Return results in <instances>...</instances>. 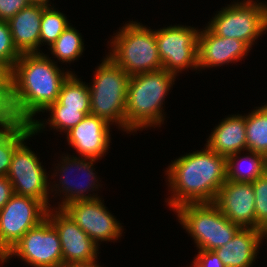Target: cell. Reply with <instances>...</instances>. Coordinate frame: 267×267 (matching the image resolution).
Instances as JSON below:
<instances>
[{
    "mask_svg": "<svg viewBox=\"0 0 267 267\" xmlns=\"http://www.w3.org/2000/svg\"><path fill=\"white\" fill-rule=\"evenodd\" d=\"M44 53H23L12 68V102L20 122L29 123L34 135L46 123L33 119L57 101L62 84L72 73L62 71Z\"/></svg>",
    "mask_w": 267,
    "mask_h": 267,
    "instance_id": "cell-1",
    "label": "cell"
},
{
    "mask_svg": "<svg viewBox=\"0 0 267 267\" xmlns=\"http://www.w3.org/2000/svg\"><path fill=\"white\" fill-rule=\"evenodd\" d=\"M172 191L166 199L173 209L189 203L214 202L226 180V157L207 145L202 151L180 156L166 171Z\"/></svg>",
    "mask_w": 267,
    "mask_h": 267,
    "instance_id": "cell-2",
    "label": "cell"
},
{
    "mask_svg": "<svg viewBox=\"0 0 267 267\" xmlns=\"http://www.w3.org/2000/svg\"><path fill=\"white\" fill-rule=\"evenodd\" d=\"M175 77V74L163 68L130 76L125 108L126 133L152 125L160 126L164 122L162 105Z\"/></svg>",
    "mask_w": 267,
    "mask_h": 267,
    "instance_id": "cell-3",
    "label": "cell"
},
{
    "mask_svg": "<svg viewBox=\"0 0 267 267\" xmlns=\"http://www.w3.org/2000/svg\"><path fill=\"white\" fill-rule=\"evenodd\" d=\"M110 40L108 57L129 76L162 69L155 31L137 22L121 27ZM112 51V52H111Z\"/></svg>",
    "mask_w": 267,
    "mask_h": 267,
    "instance_id": "cell-4",
    "label": "cell"
},
{
    "mask_svg": "<svg viewBox=\"0 0 267 267\" xmlns=\"http://www.w3.org/2000/svg\"><path fill=\"white\" fill-rule=\"evenodd\" d=\"M89 86L91 114L125 131L127 86L130 76L108 56L95 71Z\"/></svg>",
    "mask_w": 267,
    "mask_h": 267,
    "instance_id": "cell-5",
    "label": "cell"
},
{
    "mask_svg": "<svg viewBox=\"0 0 267 267\" xmlns=\"http://www.w3.org/2000/svg\"><path fill=\"white\" fill-rule=\"evenodd\" d=\"M174 212L199 250H215L225 245L241 228L225 217L213 202L184 204Z\"/></svg>",
    "mask_w": 267,
    "mask_h": 267,
    "instance_id": "cell-6",
    "label": "cell"
},
{
    "mask_svg": "<svg viewBox=\"0 0 267 267\" xmlns=\"http://www.w3.org/2000/svg\"><path fill=\"white\" fill-rule=\"evenodd\" d=\"M207 27L217 36L243 41L249 48L267 31V4L235 2L218 11Z\"/></svg>",
    "mask_w": 267,
    "mask_h": 267,
    "instance_id": "cell-7",
    "label": "cell"
},
{
    "mask_svg": "<svg viewBox=\"0 0 267 267\" xmlns=\"http://www.w3.org/2000/svg\"><path fill=\"white\" fill-rule=\"evenodd\" d=\"M48 208L32 197L13 194L0 209V260L30 229L47 217Z\"/></svg>",
    "mask_w": 267,
    "mask_h": 267,
    "instance_id": "cell-8",
    "label": "cell"
},
{
    "mask_svg": "<svg viewBox=\"0 0 267 267\" xmlns=\"http://www.w3.org/2000/svg\"><path fill=\"white\" fill-rule=\"evenodd\" d=\"M198 29L174 25L155 30L156 44L162 67L178 75L187 68H198Z\"/></svg>",
    "mask_w": 267,
    "mask_h": 267,
    "instance_id": "cell-9",
    "label": "cell"
},
{
    "mask_svg": "<svg viewBox=\"0 0 267 267\" xmlns=\"http://www.w3.org/2000/svg\"><path fill=\"white\" fill-rule=\"evenodd\" d=\"M17 256L33 267H61L63 264L61 242L55 227L46 218L27 231L0 260Z\"/></svg>",
    "mask_w": 267,
    "mask_h": 267,
    "instance_id": "cell-10",
    "label": "cell"
},
{
    "mask_svg": "<svg viewBox=\"0 0 267 267\" xmlns=\"http://www.w3.org/2000/svg\"><path fill=\"white\" fill-rule=\"evenodd\" d=\"M15 194L32 197L51 209L49 182L39 158L25 145V140L15 149L7 174Z\"/></svg>",
    "mask_w": 267,
    "mask_h": 267,
    "instance_id": "cell-11",
    "label": "cell"
},
{
    "mask_svg": "<svg viewBox=\"0 0 267 267\" xmlns=\"http://www.w3.org/2000/svg\"><path fill=\"white\" fill-rule=\"evenodd\" d=\"M102 201L104 200L101 198L77 200L62 208L97 245L99 241L118 240L123 232L121 223L106 209Z\"/></svg>",
    "mask_w": 267,
    "mask_h": 267,
    "instance_id": "cell-12",
    "label": "cell"
},
{
    "mask_svg": "<svg viewBox=\"0 0 267 267\" xmlns=\"http://www.w3.org/2000/svg\"><path fill=\"white\" fill-rule=\"evenodd\" d=\"M55 209H48L46 218L58 233L63 264L95 261L99 246L62 209Z\"/></svg>",
    "mask_w": 267,
    "mask_h": 267,
    "instance_id": "cell-13",
    "label": "cell"
},
{
    "mask_svg": "<svg viewBox=\"0 0 267 267\" xmlns=\"http://www.w3.org/2000/svg\"><path fill=\"white\" fill-rule=\"evenodd\" d=\"M231 222L255 228V194L252 183L226 181L213 202Z\"/></svg>",
    "mask_w": 267,
    "mask_h": 267,
    "instance_id": "cell-14",
    "label": "cell"
},
{
    "mask_svg": "<svg viewBox=\"0 0 267 267\" xmlns=\"http://www.w3.org/2000/svg\"><path fill=\"white\" fill-rule=\"evenodd\" d=\"M109 127L105 120L90 113L67 132L66 138L81 157L99 160L110 146Z\"/></svg>",
    "mask_w": 267,
    "mask_h": 267,
    "instance_id": "cell-15",
    "label": "cell"
},
{
    "mask_svg": "<svg viewBox=\"0 0 267 267\" xmlns=\"http://www.w3.org/2000/svg\"><path fill=\"white\" fill-rule=\"evenodd\" d=\"M65 157H62V161L61 164H57L58 166L56 167L60 172H56L54 173V177L58 176L55 175L57 173H60L59 176L62 174V176H60L59 178V184L57 185H51L54 189L56 187V189H54V191H58L60 190V194H64L63 196V200L60 204H58L59 207L56 208H60L62 209L66 204L77 201V200H93V199H97L99 198V196H95V195H86V193H88L87 191L90 190H95L98 187V179L96 178L97 176H95L96 174L93 172L95 168H93V162L95 163L96 160L94 159H89V158H83V157H73L72 156H67L64 155ZM87 159V160H86ZM89 160V161H88ZM88 161V162H87ZM61 166V167H60ZM59 167V168H58ZM75 168V169H74ZM71 170V171H69ZM74 170L81 172L82 174L85 175V177H87L88 181H86L87 183L84 182H80L78 180V182H76L75 180H71L73 179L72 177L69 176V172H72ZM69 173V174H68ZM78 175V174H77ZM69 176V177H67ZM62 179V180H61ZM85 181V180H84ZM95 182L97 184H95ZM58 188V190H57ZM95 188V189H94ZM66 195V196H65ZM65 197V198H64Z\"/></svg>",
    "mask_w": 267,
    "mask_h": 267,
    "instance_id": "cell-16",
    "label": "cell"
},
{
    "mask_svg": "<svg viewBox=\"0 0 267 267\" xmlns=\"http://www.w3.org/2000/svg\"><path fill=\"white\" fill-rule=\"evenodd\" d=\"M250 48L234 38L215 35L207 26L198 35V68L222 66L244 58Z\"/></svg>",
    "mask_w": 267,
    "mask_h": 267,
    "instance_id": "cell-17",
    "label": "cell"
},
{
    "mask_svg": "<svg viewBox=\"0 0 267 267\" xmlns=\"http://www.w3.org/2000/svg\"><path fill=\"white\" fill-rule=\"evenodd\" d=\"M264 234L261 229L241 227L229 242L214 251L225 267H252Z\"/></svg>",
    "mask_w": 267,
    "mask_h": 267,
    "instance_id": "cell-18",
    "label": "cell"
},
{
    "mask_svg": "<svg viewBox=\"0 0 267 267\" xmlns=\"http://www.w3.org/2000/svg\"><path fill=\"white\" fill-rule=\"evenodd\" d=\"M48 5L29 4L7 21L16 49L21 53H40V25Z\"/></svg>",
    "mask_w": 267,
    "mask_h": 267,
    "instance_id": "cell-19",
    "label": "cell"
},
{
    "mask_svg": "<svg viewBox=\"0 0 267 267\" xmlns=\"http://www.w3.org/2000/svg\"><path fill=\"white\" fill-rule=\"evenodd\" d=\"M217 154L227 157L246 150V115H230L222 120L207 139Z\"/></svg>",
    "mask_w": 267,
    "mask_h": 267,
    "instance_id": "cell-20",
    "label": "cell"
},
{
    "mask_svg": "<svg viewBox=\"0 0 267 267\" xmlns=\"http://www.w3.org/2000/svg\"><path fill=\"white\" fill-rule=\"evenodd\" d=\"M248 152V156L246 154V156L244 155V157H241V155H239L241 154V152H237L226 157L227 181L253 183L260 176H263L267 172L266 155L250 150ZM239 160H243V162H245L246 160L247 163L245 162V164H247V166L245 170L243 168V170H241Z\"/></svg>",
    "mask_w": 267,
    "mask_h": 267,
    "instance_id": "cell-21",
    "label": "cell"
},
{
    "mask_svg": "<svg viewBox=\"0 0 267 267\" xmlns=\"http://www.w3.org/2000/svg\"><path fill=\"white\" fill-rule=\"evenodd\" d=\"M33 134L31 124L23 122L0 132V177L7 176L15 149Z\"/></svg>",
    "mask_w": 267,
    "mask_h": 267,
    "instance_id": "cell-22",
    "label": "cell"
},
{
    "mask_svg": "<svg viewBox=\"0 0 267 267\" xmlns=\"http://www.w3.org/2000/svg\"><path fill=\"white\" fill-rule=\"evenodd\" d=\"M71 73L62 84L57 102L65 108L79 109L86 115L91 113L89 85Z\"/></svg>",
    "mask_w": 267,
    "mask_h": 267,
    "instance_id": "cell-23",
    "label": "cell"
},
{
    "mask_svg": "<svg viewBox=\"0 0 267 267\" xmlns=\"http://www.w3.org/2000/svg\"><path fill=\"white\" fill-rule=\"evenodd\" d=\"M267 154V103L246 115V151Z\"/></svg>",
    "mask_w": 267,
    "mask_h": 267,
    "instance_id": "cell-24",
    "label": "cell"
},
{
    "mask_svg": "<svg viewBox=\"0 0 267 267\" xmlns=\"http://www.w3.org/2000/svg\"><path fill=\"white\" fill-rule=\"evenodd\" d=\"M84 50L82 36L70 24L50 46L51 53L57 57L62 63L74 62L78 59Z\"/></svg>",
    "mask_w": 267,
    "mask_h": 267,
    "instance_id": "cell-25",
    "label": "cell"
},
{
    "mask_svg": "<svg viewBox=\"0 0 267 267\" xmlns=\"http://www.w3.org/2000/svg\"><path fill=\"white\" fill-rule=\"evenodd\" d=\"M66 16L48 5L42 12L40 25V45L48 43L51 46L69 25Z\"/></svg>",
    "mask_w": 267,
    "mask_h": 267,
    "instance_id": "cell-26",
    "label": "cell"
},
{
    "mask_svg": "<svg viewBox=\"0 0 267 267\" xmlns=\"http://www.w3.org/2000/svg\"><path fill=\"white\" fill-rule=\"evenodd\" d=\"M50 111V118H48L47 124L49 126L60 131L68 132L81 122L86 114L79 109L65 108L60 105L57 101L51 104L46 111Z\"/></svg>",
    "mask_w": 267,
    "mask_h": 267,
    "instance_id": "cell-27",
    "label": "cell"
},
{
    "mask_svg": "<svg viewBox=\"0 0 267 267\" xmlns=\"http://www.w3.org/2000/svg\"><path fill=\"white\" fill-rule=\"evenodd\" d=\"M252 185L255 194V228L267 232V172Z\"/></svg>",
    "mask_w": 267,
    "mask_h": 267,
    "instance_id": "cell-28",
    "label": "cell"
},
{
    "mask_svg": "<svg viewBox=\"0 0 267 267\" xmlns=\"http://www.w3.org/2000/svg\"><path fill=\"white\" fill-rule=\"evenodd\" d=\"M20 56L21 53L14 45L7 21L0 20V61L12 69Z\"/></svg>",
    "mask_w": 267,
    "mask_h": 267,
    "instance_id": "cell-29",
    "label": "cell"
},
{
    "mask_svg": "<svg viewBox=\"0 0 267 267\" xmlns=\"http://www.w3.org/2000/svg\"><path fill=\"white\" fill-rule=\"evenodd\" d=\"M19 123L13 107L12 90H0V132Z\"/></svg>",
    "mask_w": 267,
    "mask_h": 267,
    "instance_id": "cell-30",
    "label": "cell"
},
{
    "mask_svg": "<svg viewBox=\"0 0 267 267\" xmlns=\"http://www.w3.org/2000/svg\"><path fill=\"white\" fill-rule=\"evenodd\" d=\"M29 4L28 0H0V20L8 21Z\"/></svg>",
    "mask_w": 267,
    "mask_h": 267,
    "instance_id": "cell-31",
    "label": "cell"
},
{
    "mask_svg": "<svg viewBox=\"0 0 267 267\" xmlns=\"http://www.w3.org/2000/svg\"><path fill=\"white\" fill-rule=\"evenodd\" d=\"M192 263V267H225L214 250H199Z\"/></svg>",
    "mask_w": 267,
    "mask_h": 267,
    "instance_id": "cell-32",
    "label": "cell"
},
{
    "mask_svg": "<svg viewBox=\"0 0 267 267\" xmlns=\"http://www.w3.org/2000/svg\"><path fill=\"white\" fill-rule=\"evenodd\" d=\"M13 194V187L8 177H0V209L7 204Z\"/></svg>",
    "mask_w": 267,
    "mask_h": 267,
    "instance_id": "cell-33",
    "label": "cell"
},
{
    "mask_svg": "<svg viewBox=\"0 0 267 267\" xmlns=\"http://www.w3.org/2000/svg\"><path fill=\"white\" fill-rule=\"evenodd\" d=\"M0 90H12V69L0 61Z\"/></svg>",
    "mask_w": 267,
    "mask_h": 267,
    "instance_id": "cell-34",
    "label": "cell"
},
{
    "mask_svg": "<svg viewBox=\"0 0 267 267\" xmlns=\"http://www.w3.org/2000/svg\"><path fill=\"white\" fill-rule=\"evenodd\" d=\"M96 262L95 260L90 262L64 263L61 267H101Z\"/></svg>",
    "mask_w": 267,
    "mask_h": 267,
    "instance_id": "cell-35",
    "label": "cell"
},
{
    "mask_svg": "<svg viewBox=\"0 0 267 267\" xmlns=\"http://www.w3.org/2000/svg\"><path fill=\"white\" fill-rule=\"evenodd\" d=\"M30 4H44V5H50L48 4L49 0H28Z\"/></svg>",
    "mask_w": 267,
    "mask_h": 267,
    "instance_id": "cell-36",
    "label": "cell"
}]
</instances>
